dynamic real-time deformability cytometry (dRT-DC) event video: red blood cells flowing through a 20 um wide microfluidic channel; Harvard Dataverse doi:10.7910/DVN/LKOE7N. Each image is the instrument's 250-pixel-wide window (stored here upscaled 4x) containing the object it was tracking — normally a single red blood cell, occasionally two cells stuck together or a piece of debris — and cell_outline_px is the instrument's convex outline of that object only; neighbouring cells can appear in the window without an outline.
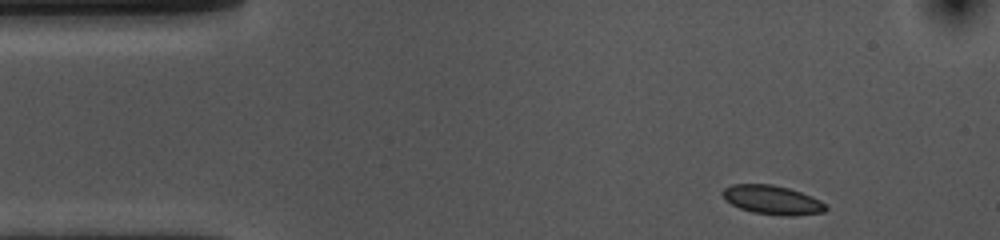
{"species": "common noctule bat (a hibernating species)", "species_latin": "Nyctalus noctula", "temperature_condition": "cold", "stored_images_in_passage": 50, "camera_frame_rate_fps": 3000, "um_per_image_px": 0.085, "animal": {"sex": "female", "body_mass_g": 10.0, "forearm_length_mm": 53.1}, "frame": {"image": 1, "passage_image": 1, "time_ms": 0.0, "image_size_px": [1000, 240], "cell_outline_px": [[828, 208], [824, 212], [792, 216], [788, 216], [752, 212], [740, 208], [724, 200], [720, 192], [724, 188], [732, 184], [772, 184], [788, 188], [812, 196], [820, 200]], "centroid_in_image_um": [65.61, 16.99], "position_along_channel_um": 19.4, "area_um2": 17.46}}
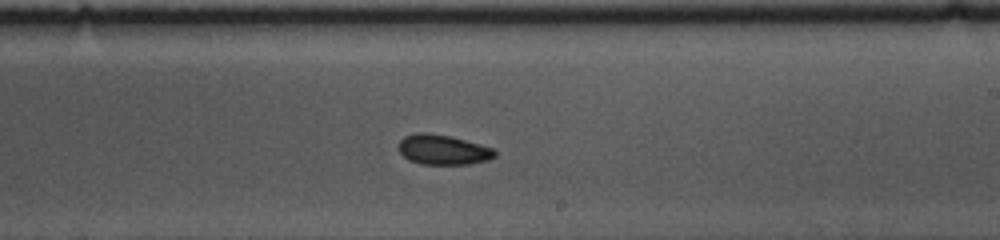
{"frame": {"image": 2, "passage_image": 26, "time_ms": 8.333, "image_size_px": [1000, 240], "cell_outline_px": [[496, 156], [488, 160], [468, 164], [420, 164], [408, 160], [400, 152], [400, 140], [404, 136], [416, 132], [428, 132], [448, 136], [496, 148]], "centroid_in_image_um": [37.67, 12.72], "position_along_channel_um": 251.3, "area_um2": 16.82}}
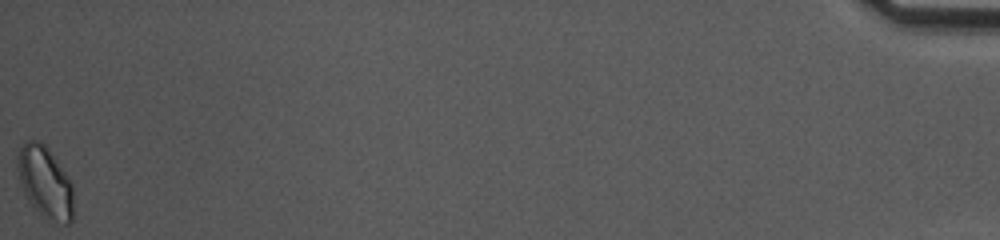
{"frame": {"image": 3, "passage_image": 50, "time_ms": 16.333, "image_size_px": [1000, 240], "cell_outline_px": [[72, 220], [68, 224], [64, 224], [44, 220], [28, 200], [20, 184], [16, 164], [20, 144], [24, 140], [36, 140], [44, 144], [48, 148], [68, 176], [72, 184]], "centroid_in_image_um": [3.81, 15.49], "position_along_channel_um": 431.4, "area_um2": 23.64}, "authors_computed_cell_mechanics": {"area_um2": 17.1377, "velocity_mm_per_s": 3.5717, "shape_relaxation_time_tau1_ms": 3.3165, "shape_relaxation_time_tau2_ms": 4.0021, "deformation_change_tau1": 0.0781, "deformation_change_tau2": 0.0655}}